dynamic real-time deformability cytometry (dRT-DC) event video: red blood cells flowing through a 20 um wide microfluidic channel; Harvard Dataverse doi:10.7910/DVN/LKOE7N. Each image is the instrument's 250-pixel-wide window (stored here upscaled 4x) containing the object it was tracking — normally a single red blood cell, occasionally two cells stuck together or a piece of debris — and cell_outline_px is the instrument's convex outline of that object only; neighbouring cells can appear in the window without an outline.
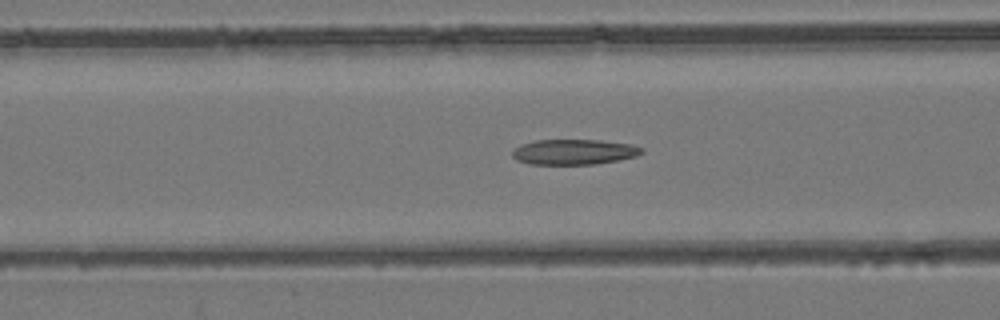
{"species": "common noctule bat (a hibernating species)", "species_latin": "Nyctalus noctula", "temperature_condition": "room temperature", "stored_images_in_passage": 56, "camera_frame_rate_fps": 3000, "um_per_image_px": 0.085, "animal": {"sex": "female", "body_mass_g": 24.6, "forearm_length_mm": 56.2}, "frame": {"image": 1, "passage_image": 23, "time_ms": 7.333, "image_size_px": [1000, 320], "cell_outline_px": [[644, 152], [636, 156], [596, 164], [532, 164], [516, 160], [512, 156], [512, 152], [520, 144], [536, 140], [600, 140], [632, 144], [644, 148]], "centroid_in_image_um": [48.8, 12.91], "position_along_channel_um": 117.8, "area_um2": 19.07}}
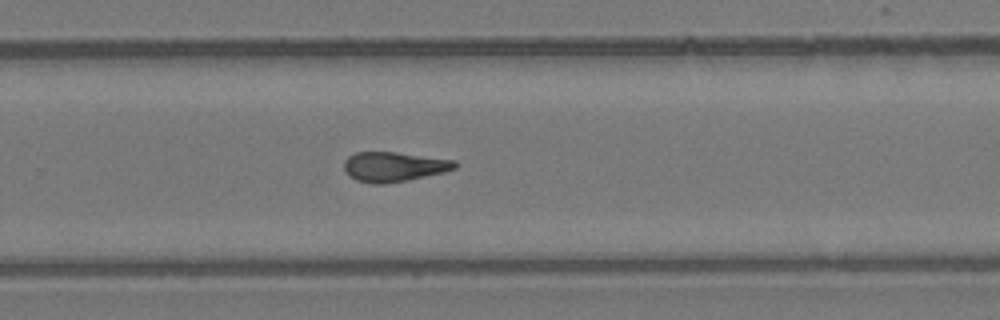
{"frame": {"image": 2, "passage_image": 37, "time_ms": 12.0, "image_size_px": [1000, 320], "cell_outline_px": [[456, 168], [444, 172], [408, 180], [384, 184], [372, 184], [356, 180], [348, 176], [344, 168], [344, 160], [348, 156], [356, 152], [396, 152], [456, 160]], "centroid_in_image_um": [33.45, 14.17], "position_along_channel_um": 296.3, "area_um2": 19.31}}
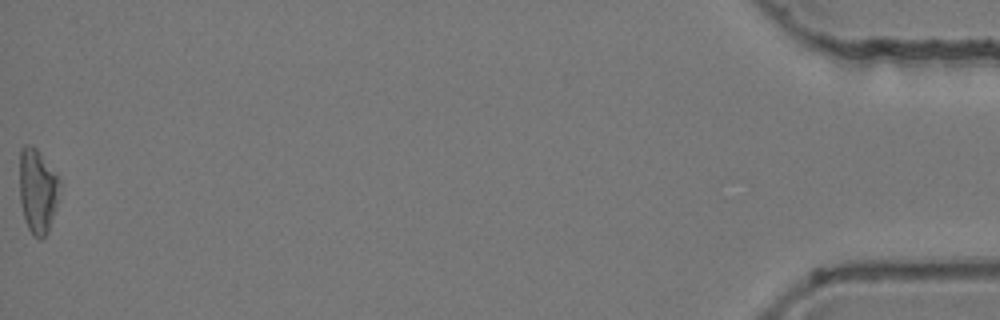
{"frame": {"image": 3, "passage_image": 56, "time_ms": 18.333, "image_size_px": [1000, 320], "cell_outline_px": [[60, 184], [56, 204], [48, 232], [40, 240], [32, 236], [28, 228], [24, 216], [20, 200], [20, 148], [24, 144], [32, 144], [36, 148], [60, 180]], "centroid_in_image_um": [3.17, 16.22], "position_along_channel_um": 432.0, "area_um2": 19.54}, "authors_computed_cell_mechanics": {"area_um2": 19.4208, "velocity_mm_per_s": 3.8295, "shape_relaxation_time_tau1_ms": null, "shape_relaxation_time_tau2_ms": 4.3138, "deformation_change_tau1": null, "deformation_change_tau2": 0.1526}}